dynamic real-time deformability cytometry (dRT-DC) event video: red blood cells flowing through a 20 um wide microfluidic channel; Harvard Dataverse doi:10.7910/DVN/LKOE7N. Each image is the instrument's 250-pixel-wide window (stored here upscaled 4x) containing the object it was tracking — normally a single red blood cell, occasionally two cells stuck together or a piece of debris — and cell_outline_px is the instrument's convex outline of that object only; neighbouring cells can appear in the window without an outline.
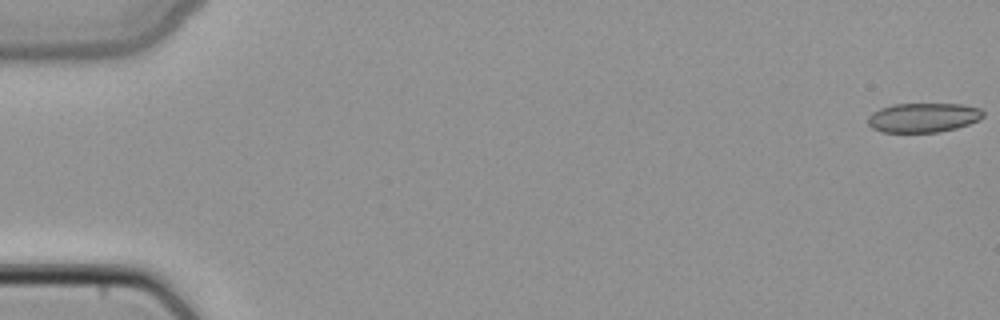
{"species": "common noctule bat (a hibernating species)", "species_latin": "Nyctalus noctula", "temperature_condition": "cold", "stored_images_in_passage": 45, "camera_frame_rate_fps": 3000, "um_per_image_px": 0.085, "animal": {"sex": "female", "body_mass_g": 22.7, "forearm_length_mm": 54.2}, "frame": {"image": 1, "passage_image": 1, "time_ms": 0.0, "image_size_px": [1000, 320], "cell_outline_px": [[984, 116], [980, 120], [956, 128], [936, 132], [884, 132], [872, 128], [868, 124], [868, 116], [872, 112], [880, 108], [892, 104], [960, 104], [980, 108], [984, 112]], "centroid_in_image_um": [78.48, 9.99], "position_along_channel_um": 6.5, "area_um2": 19.77}}
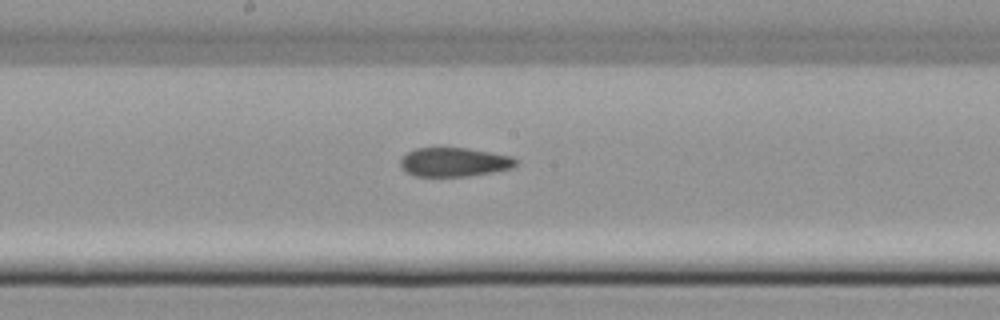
{"frame": {"image": 2, "passage_image": 27, "time_ms": 8.667, "image_size_px": [1000, 320], "cell_outline_px": [[516, 164], [512, 168], [492, 172], [468, 176], [416, 176], [400, 168], [400, 160], [408, 152], [416, 148], [464, 148], [512, 156], [516, 160]], "centroid_in_image_um": [38.58, 13.78], "position_along_channel_um": 209.6, "area_um2": 19.25}}
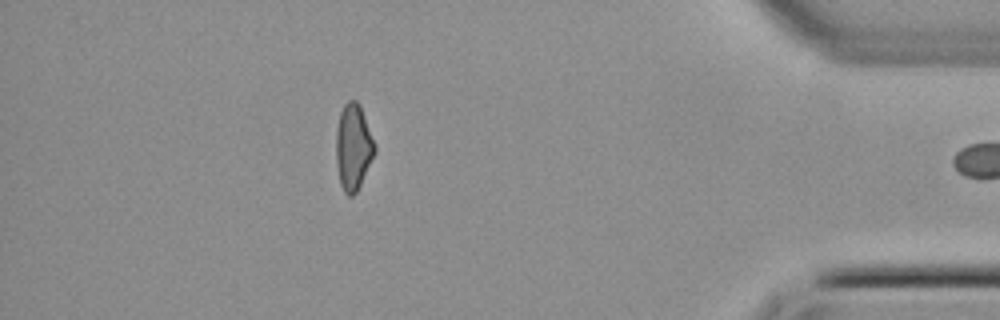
{"frame": {"image": 3, "passage_image": 44, "time_ms": 14.333, "image_size_px": [1000, 320], "cell_outline_px": [[376, 152], [356, 192], [352, 196], [348, 196], [344, 192], [340, 184], [336, 164], [336, 128], [340, 112], [344, 104], [348, 100], [356, 100], [360, 104], [376, 144]], "centroid_in_image_um": [30.03, 12.47], "position_along_channel_um": 405.2, "area_um2": 19.59}}